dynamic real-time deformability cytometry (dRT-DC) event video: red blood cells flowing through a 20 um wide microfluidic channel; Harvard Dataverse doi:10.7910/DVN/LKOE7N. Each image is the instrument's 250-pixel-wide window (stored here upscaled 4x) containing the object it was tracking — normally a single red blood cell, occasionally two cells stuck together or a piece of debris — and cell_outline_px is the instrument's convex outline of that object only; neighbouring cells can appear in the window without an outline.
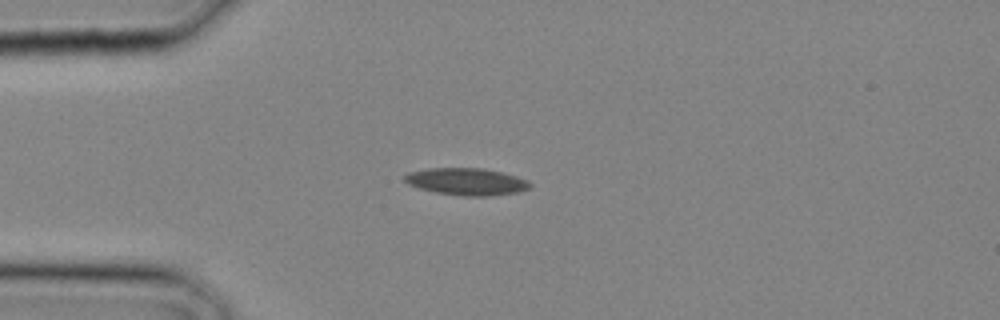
{"species": "common noctule bat (a hibernating species)", "species_latin": "Nyctalus noctula", "temperature_condition": "cold", "stored_images_in_passage": 29, "camera_frame_rate_fps": 3000, "um_per_image_px": 0.085, "animal": {"sex": "male", "body_mass_g": 20.4}, "frame": {"image": 1, "passage_image": 7, "time_ms": 2.0, "image_size_px": [1000, 320], "cell_outline_px": [[532, 184], [528, 188], [516, 192], [488, 196], [464, 196], [436, 192], [420, 188], [408, 184], [404, 180], [404, 176], [408, 172], [428, 168], [484, 168], [516, 176], [528, 180]], "centroid_in_image_um": [39.64, 15.43], "position_along_channel_um": 45.4, "area_um2": 19.65}}
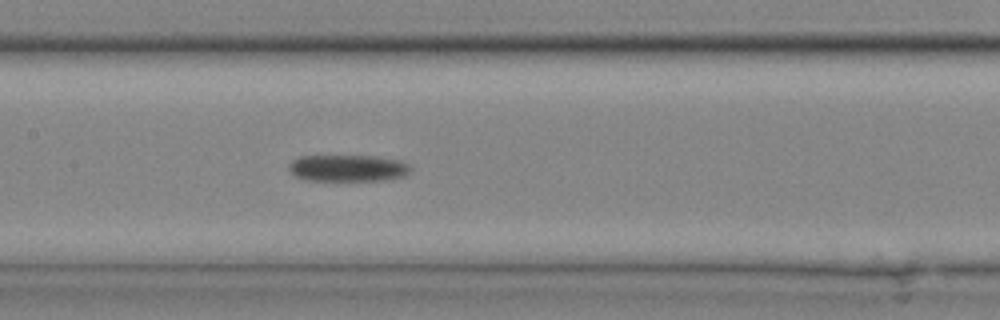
{"frame": {"image": 2, "passage_image": 14, "time_ms": 4.333, "image_size_px": [1000, 320], "cell_outline_px": [[412, 168], [404, 176], [384, 180], [304, 180], [292, 176], [288, 172], [288, 164], [296, 156], [376, 156], [400, 160], [408, 164]], "centroid_in_image_um": [29.49, 14.28], "position_along_channel_um": 177.9, "area_um2": 19.19}}
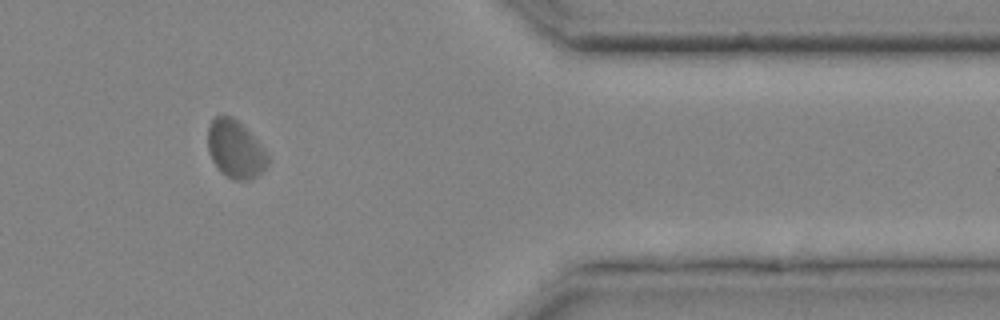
{"frame": {"image": 3, "passage_image": 25, "time_ms": 8.0, "image_size_px": [1000, 320], "cell_outline_px": [[268, 164], [256, 176], [248, 180], [232, 180], [220, 172], [216, 168], [208, 152], [208, 124], [216, 116], [232, 116], [268, 152]], "centroid_in_image_um": [19.97, 12.71], "position_along_channel_um": 391.4, "area_um2": 20.06}}